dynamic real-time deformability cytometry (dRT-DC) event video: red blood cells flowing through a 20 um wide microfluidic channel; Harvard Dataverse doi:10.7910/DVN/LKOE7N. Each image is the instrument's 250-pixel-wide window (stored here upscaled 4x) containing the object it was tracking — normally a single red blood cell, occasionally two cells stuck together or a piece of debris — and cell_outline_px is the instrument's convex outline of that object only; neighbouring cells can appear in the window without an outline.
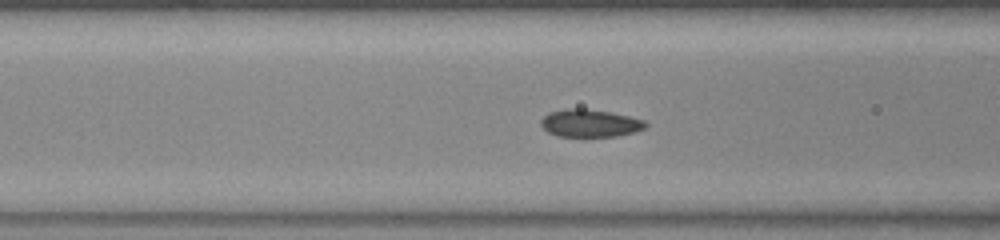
{"species": "common noctule bat (a hibernating species)", "species_latin": "Nyctalus noctula", "temperature_condition": "warm", "stored_images_in_passage": 49, "camera_frame_rate_fps": 3000, "um_per_image_px": 0.085, "animal": {"sex": "female", "body_mass_g": 23.0, "forearm_length_mm": 53.4}, "frame": {"image": 1, "passage_image": 16, "time_ms": 5.0, "image_size_px": [1000, 240], "cell_outline_px": [[648, 124], [644, 128], [632, 132], [616, 136], [560, 136], [548, 132], [540, 124], [540, 120], [548, 112], [568, 108], [584, 108], [608, 112], [628, 116], [644, 120]], "centroid_in_image_um": [50.11, 10.46], "position_along_channel_um": 116.5, "area_um2": 16.65}}
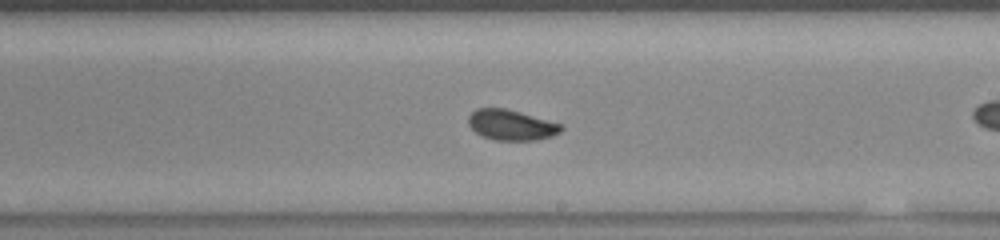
{"frame": {"image": 2, "passage_image": 26, "time_ms": 8.333, "image_size_px": [1000, 240], "cell_outline_px": [[564, 128], [560, 132], [552, 136], [536, 140], [496, 140], [484, 136], [476, 132], [468, 124], [468, 116], [476, 108], [504, 108], [520, 112], [560, 124]], "centroid_in_image_um": [43.44, 10.62], "position_along_channel_um": 245.6, "area_um2": 16.24}}
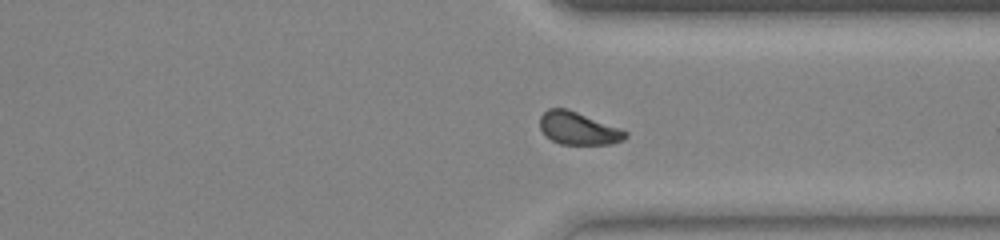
{"frame": {"image": 3, "passage_image": 35, "time_ms": 11.333, "image_size_px": [1000, 240], "cell_outline_px": [[628, 136], [624, 140], [612, 144], [560, 144], [552, 140], [540, 128], [540, 116], [548, 108], [568, 108], [620, 128], [628, 132]], "centroid_in_image_um": [49.18, 10.9], "position_along_channel_um": 362.2, "area_um2": 16.3}, "authors_computed_cell_mechanics": {"area_um2": 16.473, "velocity_mm_per_s": 3.8784, "shape_relaxation_time_tau1_ms": 2.2866, "shape_relaxation_time_tau2_ms": 1.4457, "deformation_change_tau1": 0.0747, "deformation_change_tau2": 0.0336}}